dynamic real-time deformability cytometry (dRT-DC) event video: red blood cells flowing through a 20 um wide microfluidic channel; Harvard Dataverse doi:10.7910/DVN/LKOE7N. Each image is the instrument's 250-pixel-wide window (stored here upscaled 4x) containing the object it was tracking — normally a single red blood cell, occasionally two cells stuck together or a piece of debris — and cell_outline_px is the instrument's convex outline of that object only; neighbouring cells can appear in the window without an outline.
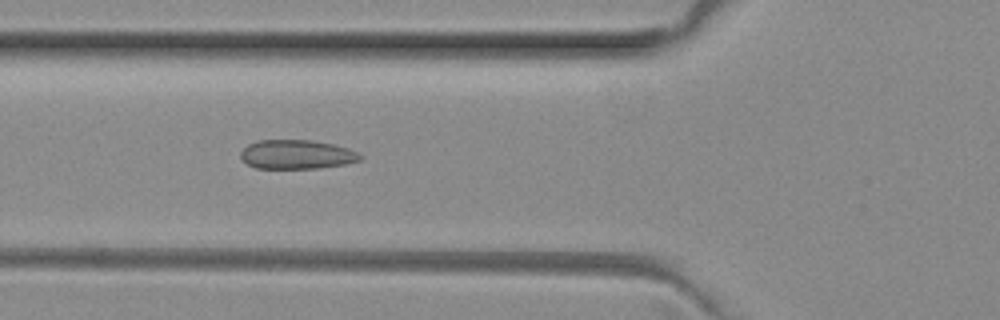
{"species": "common noctule bat (a hibernating species)", "species_latin": "Nyctalus noctula", "temperature_condition": "room temperature", "stored_images_in_passage": 8, "camera_frame_rate_fps": 3000, "um_per_image_px": 0.085, "animal": {"sex": "female", "body_mass_g": 29.2, "forearm_length_mm": 56.3}, "frame": {"image": 1, "passage_image": 6, "time_ms": 1.667, "image_size_px": [1000, 320], "cell_outline_px": [[364, 156], [360, 160], [348, 164], [320, 168], [256, 168], [248, 164], [240, 156], [240, 152], [248, 144], [260, 140], [312, 140], [332, 144], [348, 148]], "centroid_in_image_um": [25.25, 13.13], "position_along_channel_um": 100.6, "area_um2": 20.29}}
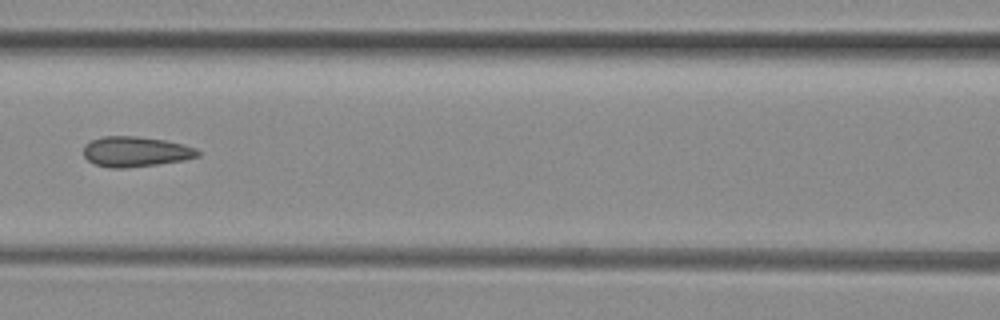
{"frame": {"image": 2, "passage_image": 7, "time_ms": 2.0, "image_size_px": [1000, 320], "cell_outline_px": [[200, 156], [184, 160], [156, 164], [124, 168], [108, 168], [96, 164], [88, 160], [84, 156], [84, 144], [92, 140], [104, 136], [136, 136], [164, 140], [184, 144], [196, 148], [200, 152]], "centroid_in_image_um": [11.54, 12.89], "position_along_channel_um": 155.1, "area_um2": 20.11}}
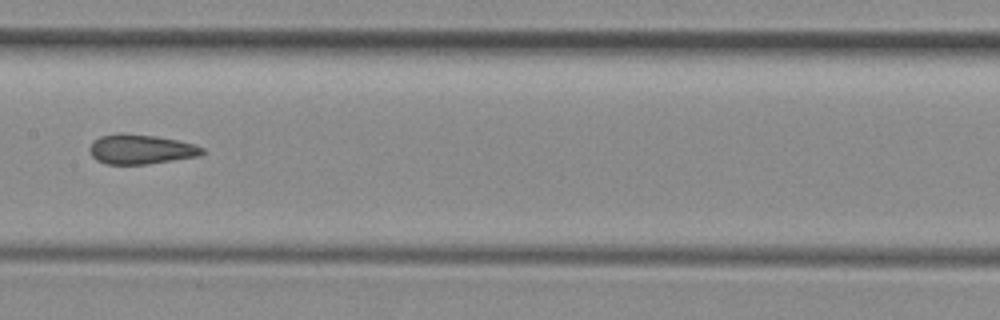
{"frame": {"image": 3, "passage_image": 8, "time_ms": 2.333, "image_size_px": [1000, 320], "cell_outline_px": [[204, 152], [200, 156], [148, 164], [104, 164], [96, 160], [92, 156], [88, 148], [92, 140], [100, 136], [120, 132], [124, 132], [156, 136], [176, 140], [192, 144], [204, 148]], "centroid_in_image_um": [11.91, 12.68], "position_along_channel_um": 195.5, "area_um2": 19.71}}